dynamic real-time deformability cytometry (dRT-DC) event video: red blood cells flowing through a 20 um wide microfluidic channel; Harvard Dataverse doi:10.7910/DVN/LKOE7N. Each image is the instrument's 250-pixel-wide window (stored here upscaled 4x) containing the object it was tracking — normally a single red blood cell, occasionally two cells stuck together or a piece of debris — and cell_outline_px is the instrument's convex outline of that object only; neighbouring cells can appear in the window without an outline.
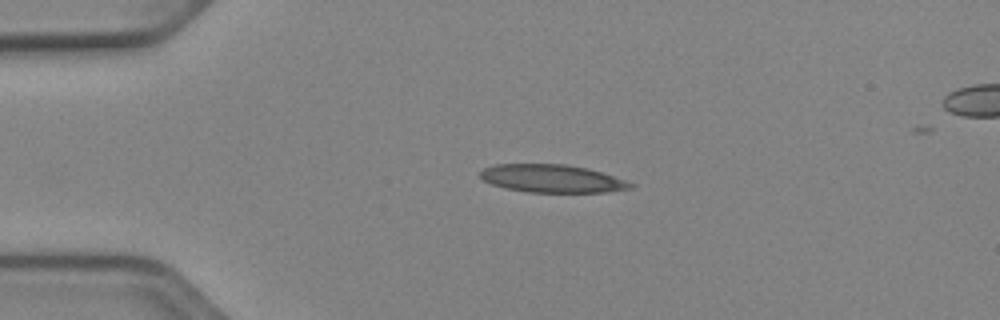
{"species": "Egyptian fruit bat (a non-hibernating species)", "species_latin": "Rousettus aegyptiacus", "temperature_condition": "cold", "stored_images_in_passage": 42, "camera_frame_rate_fps": 3000, "um_per_image_px": 0.085, "animal": {"sex": "female"}, "frame": {"image": 1, "passage_image": 1, "time_ms": 0.0, "image_size_px": [1000, 320], "cell_outline_px": [[636, 184], [632, 188], [604, 192], [528, 192], [504, 188], [492, 184], [484, 180], [480, 176], [480, 172], [484, 168], [496, 164], [564, 164], [588, 168]], "centroid_in_image_um": [46.91, 15.18], "position_along_channel_um": 38.1, "area_um2": 24.28}}
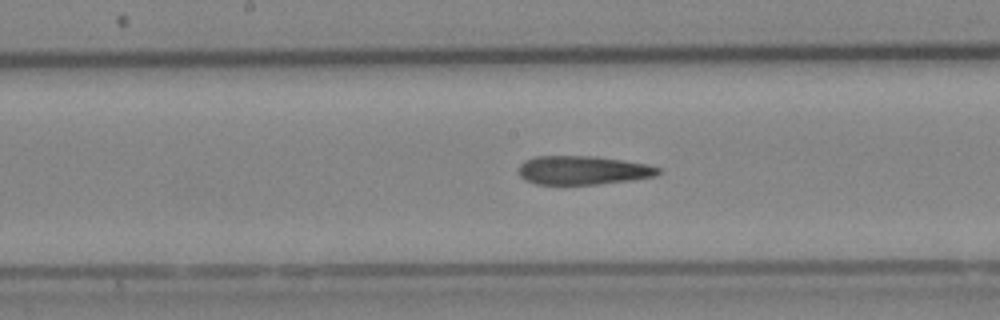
{"frame": {"image": 2, "passage_image": 16, "time_ms": 5.0, "image_size_px": [1000, 320], "cell_outline_px": [[660, 172], [652, 176], [628, 180], [596, 184], [536, 184], [524, 180], [520, 176], [520, 164], [524, 160], [536, 156], [596, 156], [648, 164], [660, 168]], "centroid_in_image_um": [49.5, 14.46], "position_along_channel_um": 198.7, "area_um2": 23.18}}
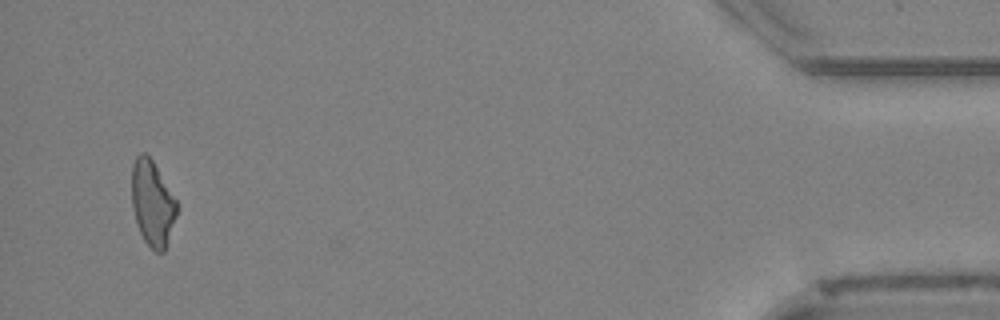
{"frame": {"image": 3, "passage_image": 39, "time_ms": 12.667, "image_size_px": [1000, 320], "cell_outline_px": [[180, 208], [164, 252], [156, 252], [144, 240], [140, 232], [132, 208], [132, 164], [136, 156], [140, 152], [144, 152], [152, 160], [176, 200]], "centroid_in_image_um": [12.97, 17.28], "position_along_channel_um": 422.2, "area_um2": 22.43}, "authors_computed_cell_mechanics": {"area_um2": 23.8425, "velocity_mm_per_s": 3.9305, "shape_relaxation_time_tau1_ms": null, "shape_relaxation_time_tau2_ms": 5.757, "deformation_change_tau1": null, "deformation_change_tau2": 0.1805}}